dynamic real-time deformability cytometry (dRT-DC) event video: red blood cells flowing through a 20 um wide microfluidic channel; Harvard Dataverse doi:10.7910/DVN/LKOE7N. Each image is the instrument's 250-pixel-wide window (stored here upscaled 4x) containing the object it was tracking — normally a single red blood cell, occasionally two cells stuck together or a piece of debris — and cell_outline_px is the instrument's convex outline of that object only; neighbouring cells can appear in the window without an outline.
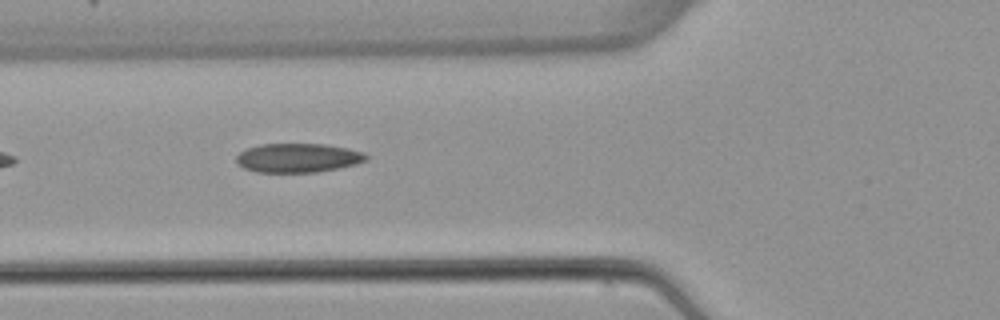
{"species": "common noctule bat (a hibernating species)", "species_latin": "Nyctalus noctula", "temperature_condition": "warm", "stored_images_in_passage": 4, "camera_frame_rate_fps": 3000, "um_per_image_px": 0.085, "animal": {"sex": "female", "body_mass_g": 22.7, "forearm_length_mm": 54.2}, "frame": {"image": 1, "passage_image": 2, "time_ms": 1.333, "image_size_px": [1000, 320], "cell_outline_px": [[368, 160], [356, 164], [340, 168], [316, 172], [256, 172], [244, 168], [236, 160], [236, 156], [240, 152], [248, 148], [260, 144], [324, 144], [348, 148], [364, 152], [368, 156]], "centroid_in_image_um": [25.36, 13.42], "position_along_channel_um": 100.4, "area_um2": 22.02}}
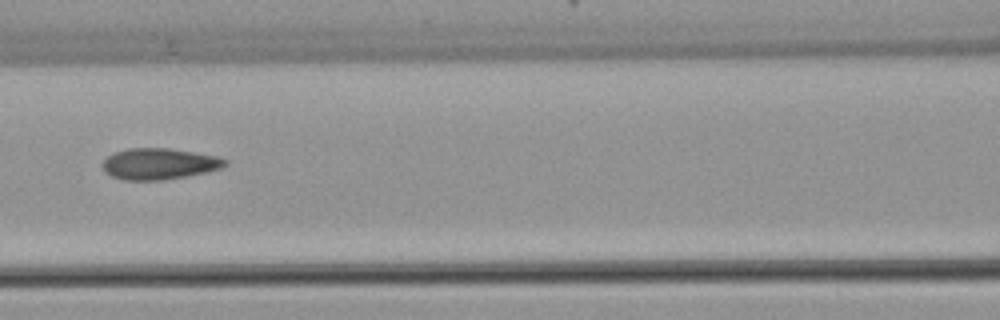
{"frame": {"image": 2, "passage_image": 3, "time_ms": 2.667, "image_size_px": [1000, 320], "cell_outline_px": [[228, 164], [220, 168], [208, 172], [160, 180], [124, 180], [112, 176], [104, 172], [104, 160], [108, 156], [116, 152], [128, 148], [168, 148], [216, 156], [228, 160]], "centroid_in_image_um": [13.54, 13.92], "position_along_channel_um": 153.1, "area_um2": 22.02}}
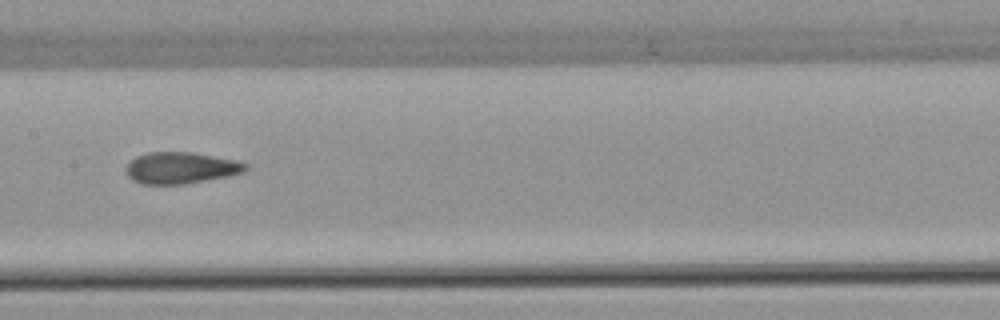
{"frame": {"image": 3, "passage_image": 4, "time_ms": 3.667, "image_size_px": [1000, 320], "cell_outline_px": [[248, 168], [244, 172], [228, 176], [184, 184], [140, 184], [132, 180], [128, 176], [128, 164], [136, 156], [148, 152], [192, 152], [236, 160], [248, 164]], "centroid_in_image_um": [15.39, 14.27], "position_along_channel_um": 192.0, "area_um2": 21.85}}